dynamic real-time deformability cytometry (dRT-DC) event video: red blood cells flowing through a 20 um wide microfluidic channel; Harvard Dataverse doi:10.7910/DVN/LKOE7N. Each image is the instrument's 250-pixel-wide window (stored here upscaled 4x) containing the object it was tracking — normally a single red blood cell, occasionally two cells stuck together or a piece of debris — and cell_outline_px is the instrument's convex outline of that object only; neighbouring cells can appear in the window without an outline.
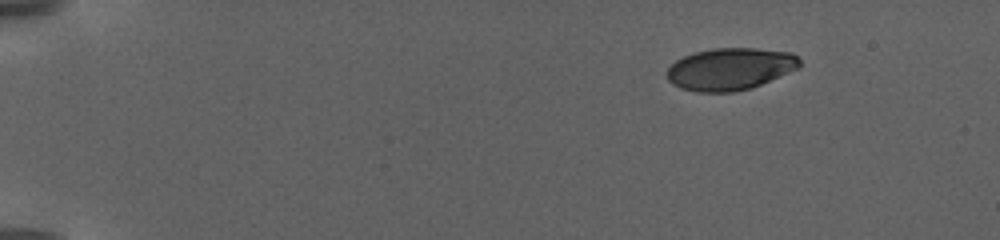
{"species": "human", "species_latin": "Homo sapiens", "temperature_condition": "warm", "stored_images_in_passage": 45, "camera_frame_rate_fps": 3000, "um_per_image_px": 0.085, "donor": {"sex": "female"}, "frame": {"image": 1, "passage_image": 1, "time_ms": 0.0, "image_size_px": [1000, 240], "cell_outline_px": [[804, 64], [788, 72], [752, 88], [732, 92], [696, 92], [680, 88], [672, 84], [668, 80], [668, 68], [676, 60], [684, 56], [696, 52], [712, 48], [756, 48], [792, 52]], "centroid_in_image_um": [62.06, 5.86], "position_along_channel_um": 22.9, "area_um2": 32.54}}
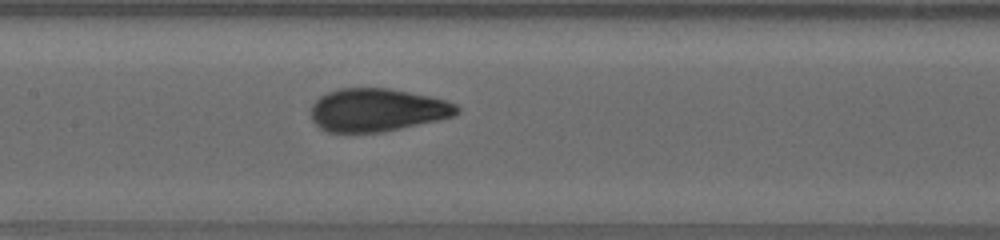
{"frame": {"image": 2, "passage_image": 16, "time_ms": 9.333, "image_size_px": [1000, 240], "cell_outline_px": [[460, 112], [452, 116], [436, 120], [400, 128], [380, 132], [328, 132], [320, 128], [312, 120], [312, 104], [320, 96], [328, 92], [340, 88], [388, 88], [428, 96], [444, 100], [456, 104], [460, 108]], "centroid_in_image_um": [32.04, 9.34], "position_along_channel_um": 175.4, "area_um2": 36.18}}
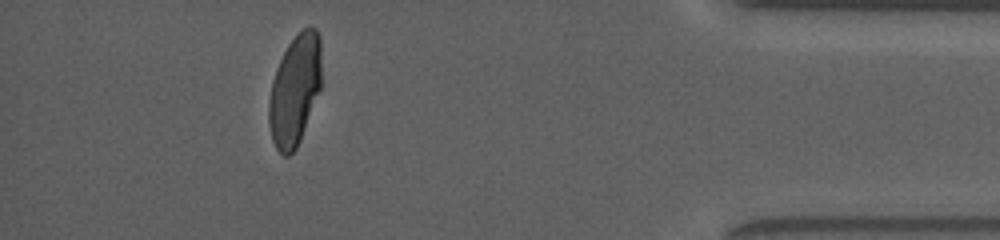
{"frame": {"image": 3, "passage_image": 39, "time_ms": 18.667, "image_size_px": [1000, 240], "cell_outline_px": [[320, 88], [300, 140], [296, 148], [288, 156], [284, 156], [276, 148], [272, 140], [268, 120], [268, 104], [272, 80], [276, 68], [288, 44], [308, 24], [316, 28], [320, 36]], "centroid_in_image_um": [25.04, 7.65], "position_along_channel_um": 410.2, "area_um2": 33.64}, "authors_computed_cell_mechanics": {"area_um2": 34.6222, "velocity_mm_per_s": 2.9585, "shape_relaxation_time_tau1_ms": 7.1663, "shape_relaxation_time_tau2_ms": null, "deformation_change_tau1": 0.2268, "deformation_change_tau2": null}}